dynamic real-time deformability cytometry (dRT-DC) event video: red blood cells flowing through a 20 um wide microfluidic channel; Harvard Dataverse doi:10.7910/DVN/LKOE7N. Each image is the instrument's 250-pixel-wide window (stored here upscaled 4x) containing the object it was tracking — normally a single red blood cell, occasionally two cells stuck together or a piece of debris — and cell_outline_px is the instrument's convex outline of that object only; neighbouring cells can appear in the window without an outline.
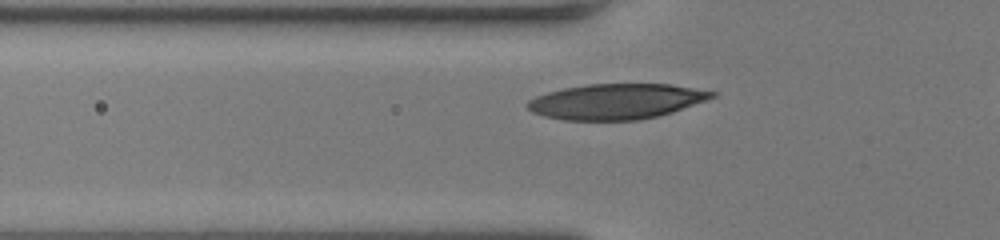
{"species": "human", "species_latin": "Homo sapiens", "temperature_condition": "room temperature", "stored_images_in_passage": 30, "camera_frame_rate_fps": 3000, "um_per_image_px": 0.085, "donor": {"sex": "female"}, "frame": {"image": 1, "passage_image": 3, "time_ms": 0.667, "image_size_px": [1000, 240], "cell_outline_px": [[716, 96], [708, 100], [672, 112], [656, 116], [636, 120], [564, 120], [544, 116], [532, 112], [524, 104], [528, 100], [536, 96], [548, 92], [564, 88], [588, 84], [672, 84], [716, 92]], "centroid_in_image_um": [52.37, 8.62], "position_along_channel_um": 73.4, "area_um2": 38.03}}
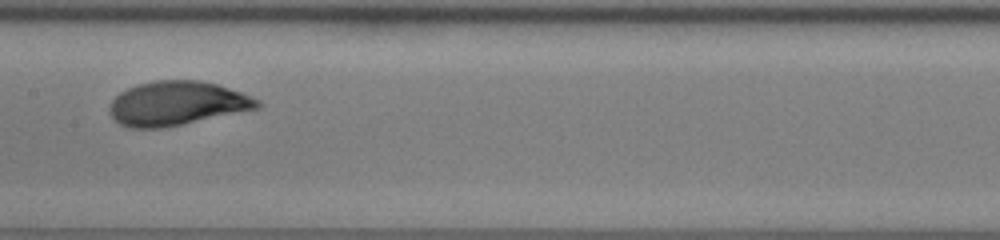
{"frame": {"image": 2, "passage_image": 12, "time_ms": 3.667, "image_size_px": [1000, 240], "cell_outline_px": [[260, 108], [160, 128], [128, 128], [120, 124], [108, 112], [108, 108], [112, 100], [120, 92], [136, 84], [152, 80], [200, 80], [216, 84], [240, 92], [260, 100]], "centroid_in_image_um": [15.0, 8.78], "position_along_channel_um": 192.4, "area_um2": 37.8}}
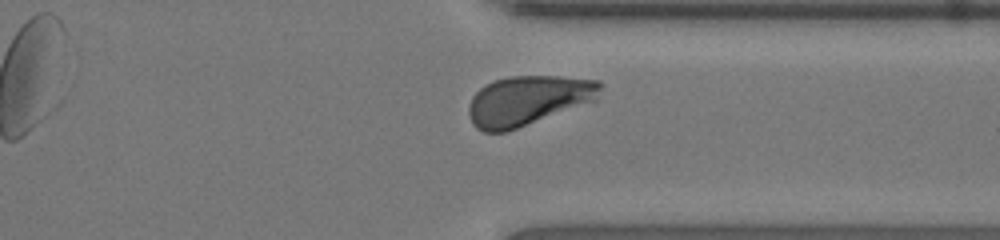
{"frame": {"image": 3, "passage_image": 25, "time_ms": 8.0, "image_size_px": [1000, 240], "cell_outline_px": [[600, 88], [596, 100], [508, 132], [484, 132], [476, 128], [472, 124], [468, 112], [468, 104], [472, 96], [484, 84], [496, 80], [512, 76], [560, 76], [600, 80]], "centroid_in_image_um": [44.84, 8.55], "position_along_channel_um": 366.6, "area_um2": 38.21}, "authors_computed_cell_mechanics": {"area_um2": 37.7434, "velocity_mm_per_s": 4.0012, "shape_relaxation_time_tau1_ms": 2.231, "shape_relaxation_time_tau2_ms": null, "deformation_change_tau1": 0.1491, "deformation_change_tau2": null}}